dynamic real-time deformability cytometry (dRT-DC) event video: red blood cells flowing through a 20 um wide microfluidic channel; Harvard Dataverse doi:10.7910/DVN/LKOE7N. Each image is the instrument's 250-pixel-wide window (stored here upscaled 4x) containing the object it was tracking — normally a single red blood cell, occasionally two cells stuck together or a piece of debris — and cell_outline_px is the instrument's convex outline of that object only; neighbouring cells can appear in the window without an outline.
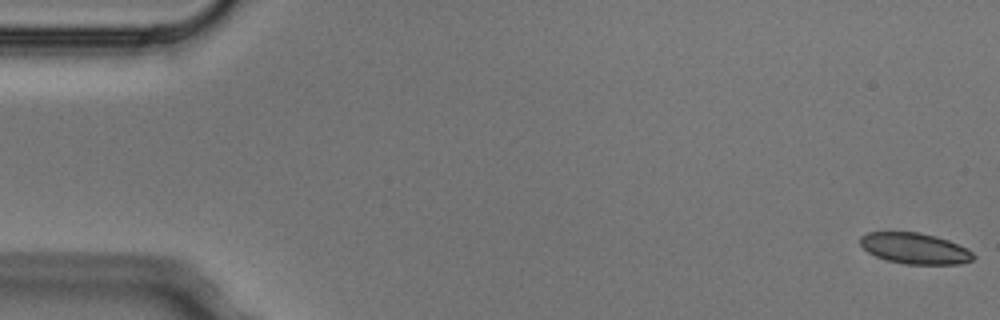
{"species": "Egyptian fruit bat (a non-hibernating species)", "species_latin": "Rousettus aegyptiacus", "temperature_condition": "cold", "stored_images_in_passage": 5, "camera_frame_rate_fps": 3000, "um_per_image_px": 0.085, "animal": {"sex": "male"}, "frame": {"image": 1, "passage_image": 1, "time_ms": 0.0, "image_size_px": [1000, 320], "cell_outline_px": [[976, 256], [972, 260], [960, 264], [908, 264], [888, 260], [876, 256], [868, 252], [860, 244], [860, 236], [868, 232], [920, 232], [936, 236], [948, 240], [968, 248]], "centroid_in_image_um": [77.78, 21.11], "position_along_channel_um": 7.2, "area_um2": 20.4}}
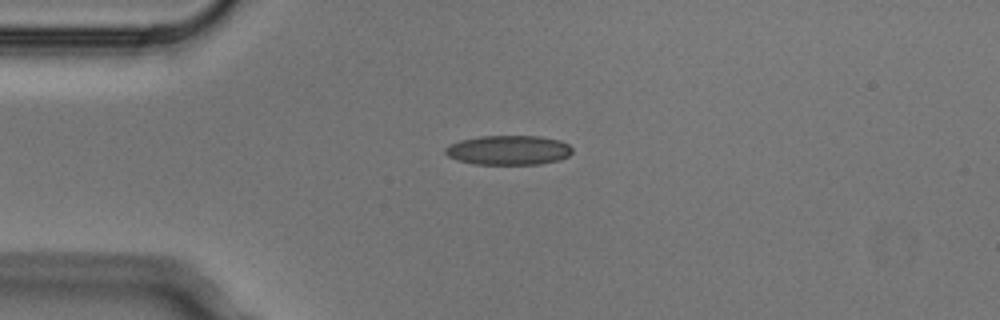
{"frame": {"image": 2, "passage_image": 5, "time_ms": 1.333, "image_size_px": [1000, 320], "cell_outline_px": [[572, 152], [568, 156], [560, 160], [540, 164], [476, 164], [456, 160], [448, 156], [444, 152], [444, 148], [460, 140], [480, 136], [540, 136], [560, 140], [568, 144], [572, 148]], "centroid_in_image_um": [43.24, 12.76], "position_along_channel_um": 41.8, "area_um2": 21.91}}